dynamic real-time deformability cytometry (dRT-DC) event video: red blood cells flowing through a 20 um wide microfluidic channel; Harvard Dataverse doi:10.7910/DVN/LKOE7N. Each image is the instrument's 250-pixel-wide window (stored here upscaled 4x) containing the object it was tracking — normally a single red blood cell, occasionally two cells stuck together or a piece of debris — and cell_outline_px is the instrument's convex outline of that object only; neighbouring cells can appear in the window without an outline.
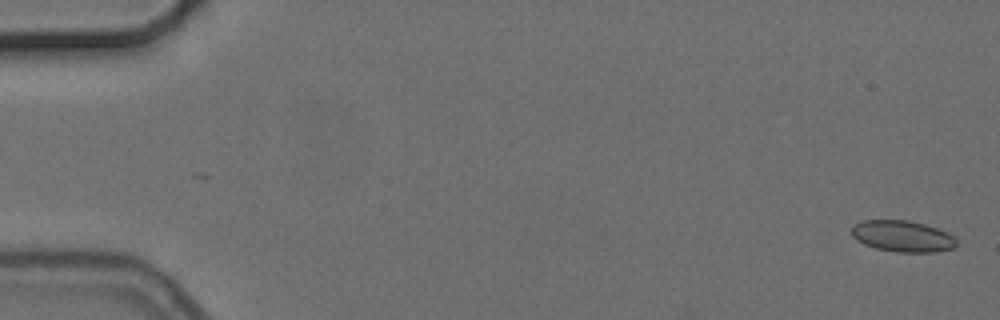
{"species": "common noctule bat (a hibernating species)", "species_latin": "Nyctalus noctula", "temperature_condition": "cold", "stored_images_in_passage": 4, "camera_frame_rate_fps": 3000, "um_per_image_px": 0.085, "animal": {"sex": "female", "body_mass_g": 24.6, "forearm_length_mm": 56.2}, "frame": {"image": 1, "passage_image": 1, "time_ms": 0.0, "image_size_px": [1000, 320], "cell_outline_px": [[956, 244], [952, 248], [936, 252], [896, 252], [876, 248], [864, 244], [856, 240], [852, 236], [852, 228], [856, 224], [864, 220], [908, 220], [924, 224], [936, 228], [952, 236], [956, 240]], "centroid_in_image_um": [76.68, 20.08], "position_along_channel_um": 8.3, "area_um2": 18.9}}
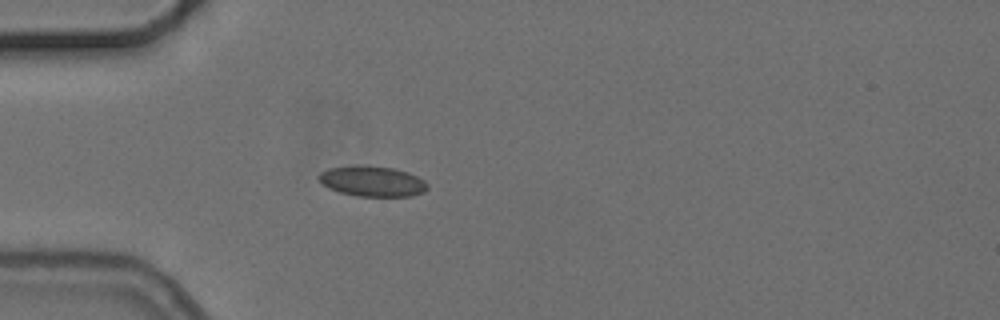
{"frame": {"image": 2, "passage_image": 4, "time_ms": 5.0, "image_size_px": [1000, 320], "cell_outline_px": [[428, 188], [424, 192], [408, 196], [356, 196], [340, 192], [328, 188], [320, 180], [320, 172], [328, 168], [356, 164], [368, 164], [392, 168], [408, 172], [424, 180], [428, 184]], "centroid_in_image_um": [31.65, 15.38], "position_along_channel_um": 53.4, "area_um2": 19.42}}